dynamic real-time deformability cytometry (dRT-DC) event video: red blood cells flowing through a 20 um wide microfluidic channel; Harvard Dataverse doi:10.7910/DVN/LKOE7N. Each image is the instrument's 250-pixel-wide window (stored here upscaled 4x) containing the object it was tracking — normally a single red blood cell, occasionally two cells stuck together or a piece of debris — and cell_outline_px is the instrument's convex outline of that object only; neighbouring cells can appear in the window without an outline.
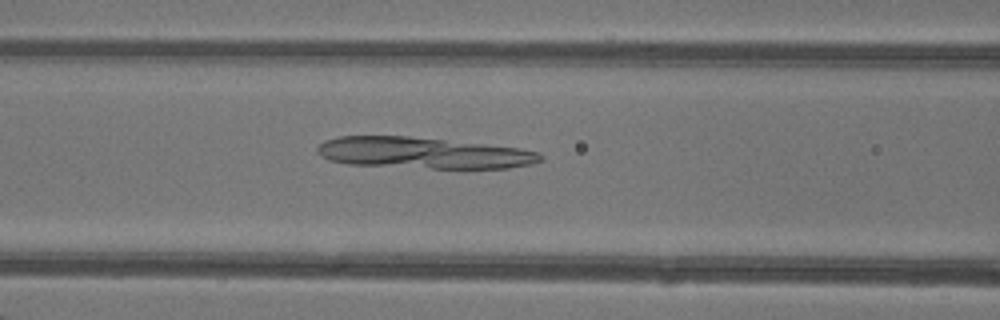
{"species": "common noctule bat (a hibernating species)", "species_latin": "Nyctalus noctula", "temperature_condition": "warm", "stored_images_in_passage": 48, "camera_frame_rate_fps": 3000, "um_per_image_px": 0.085, "animal": {"sex": "female"}, "frame": {"image": 1, "passage_image": 21, "time_ms": 6.667, "image_size_px": [1000, 320], "cell_outline_px": [[544, 160], [532, 164], [508, 168], [432, 168], [348, 164], [328, 160], [320, 156], [316, 152], [316, 148], [324, 140], [340, 136], [408, 136], [484, 144], [520, 148], [540, 152], [544, 156]], "centroid_in_image_um": [35.97, 13.0], "position_along_channel_um": 130.6, "area_um2": 40.75}}
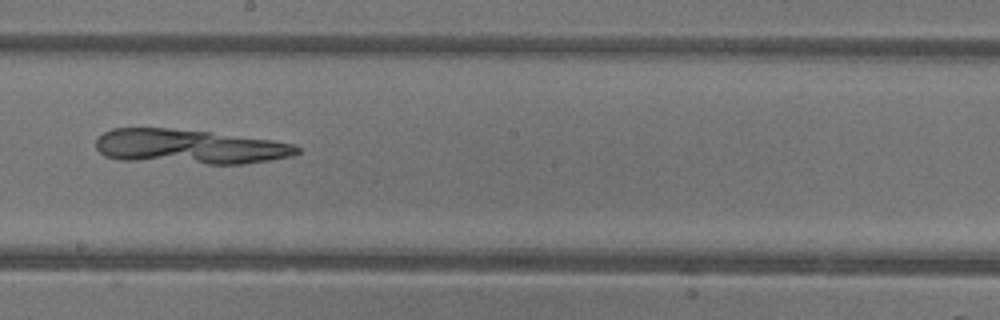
{"frame": {"image": 2, "passage_image": 28, "time_ms": 9.0, "image_size_px": [1000, 320], "cell_outline_px": [[300, 152], [292, 156], [244, 164], [208, 164], [120, 160], [104, 156], [96, 148], [96, 140], [104, 132], [112, 128], [168, 128], [208, 132], [272, 140], [296, 144], [300, 148]], "centroid_in_image_um": [16.09, 12.48], "position_along_channel_um": 232.1, "area_um2": 40.63}}
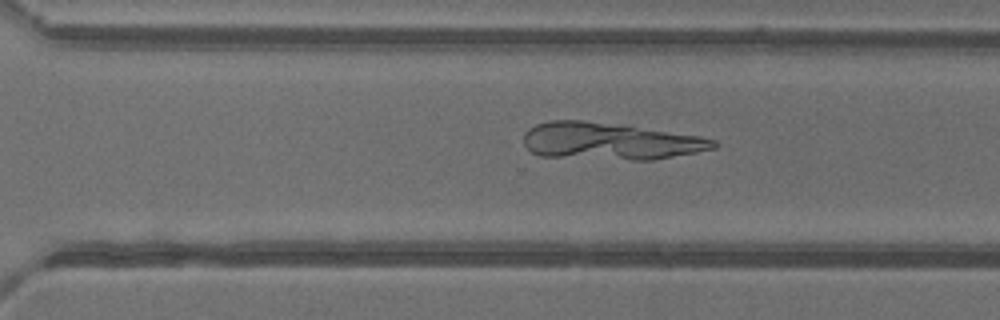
{"frame": {"image": 3, "passage_image": 34, "time_ms": 11.0, "image_size_px": [1000, 320], "cell_outline_px": [[720, 144], [716, 148], [696, 152], [652, 160], [632, 160], [540, 156], [532, 152], [524, 144], [524, 132], [528, 128], [536, 124], [548, 120], [580, 120], [628, 124], [700, 136], [716, 140]], "centroid_in_image_um": [51.87, 11.98], "position_along_channel_um": 318.7, "area_um2": 41.73}}